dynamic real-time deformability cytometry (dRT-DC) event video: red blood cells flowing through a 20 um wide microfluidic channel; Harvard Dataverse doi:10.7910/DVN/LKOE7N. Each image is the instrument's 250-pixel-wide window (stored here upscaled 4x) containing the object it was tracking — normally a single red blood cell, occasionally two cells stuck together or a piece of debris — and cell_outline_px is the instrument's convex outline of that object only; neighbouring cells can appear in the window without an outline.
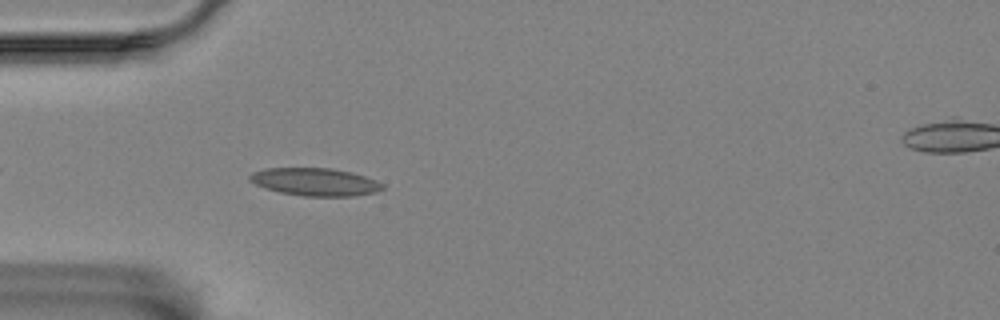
{"species": "Egyptian fruit bat (a non-hibernating species)", "species_latin": "Rousettus aegyptiacus", "temperature_condition": "room temperature", "stored_images_in_passage": 24, "camera_frame_rate_fps": 3000, "um_per_image_px": 0.085, "animal": {"sex": "female"}, "frame": {"image": 1, "passage_image": 5, "time_ms": 1.333, "image_size_px": [1000, 320], "cell_outline_px": [[384, 188], [376, 192], [356, 196], [304, 196], [280, 192], [264, 188], [248, 180], [248, 176], [252, 172], [264, 168], [332, 168], [352, 172], [376, 180], [384, 184]], "centroid_in_image_um": [26.78, 15.46], "position_along_channel_um": 58.2, "area_um2": 21.62}}
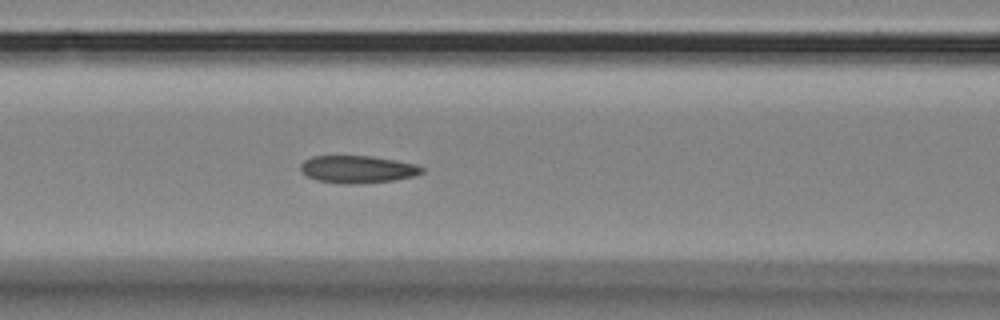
{"frame": {"image": 2, "passage_image": 12, "time_ms": 3.667, "image_size_px": [1000, 320], "cell_outline_px": [[424, 172], [416, 176], [392, 180], [352, 184], [316, 180], [300, 172], [300, 164], [304, 160], [312, 156], [372, 156], [396, 160], [416, 164], [424, 168]], "centroid_in_image_um": [30.4, 14.38], "position_along_channel_um": 136.2, "area_um2": 19.36}}
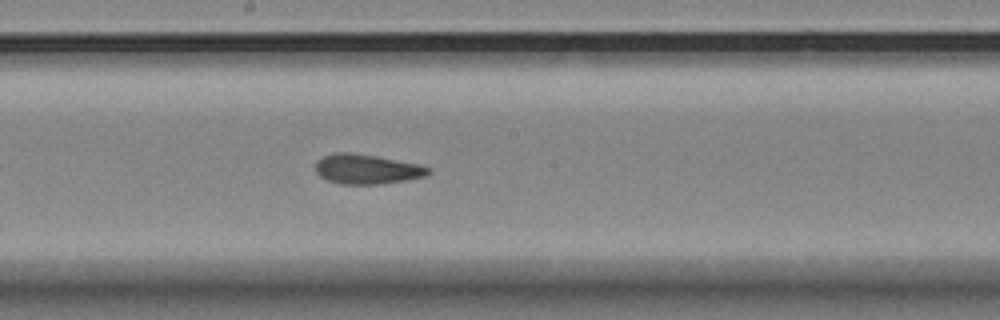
{"frame": {"image": 3, "passage_image": 19, "time_ms": 6.0, "image_size_px": [1000, 320], "cell_outline_px": [[432, 172], [424, 176], [404, 180], [376, 184], [340, 184], [328, 180], [320, 176], [316, 172], [316, 160], [332, 152], [348, 152], [376, 156], [420, 164], [432, 168]], "centroid_in_image_um": [31.18, 14.36], "position_along_channel_um": 217.0, "area_um2": 19.54}}